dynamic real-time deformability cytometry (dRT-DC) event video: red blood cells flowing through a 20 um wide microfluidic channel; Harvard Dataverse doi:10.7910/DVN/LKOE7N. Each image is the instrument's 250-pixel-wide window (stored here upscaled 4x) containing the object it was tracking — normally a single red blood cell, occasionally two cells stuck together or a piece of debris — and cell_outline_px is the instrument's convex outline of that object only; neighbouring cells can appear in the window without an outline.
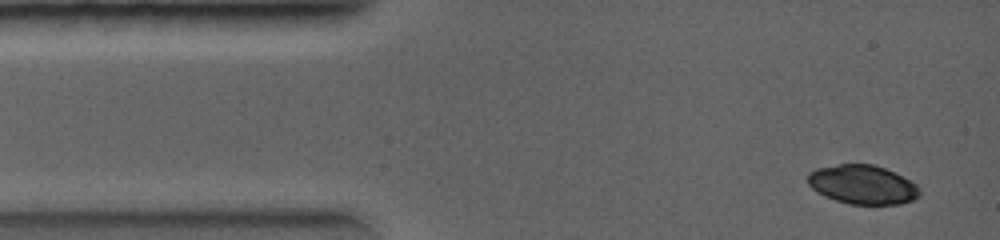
{"species": "common noctule bat (a hibernating species)", "species_latin": "Nyctalus noctula", "temperature_condition": "warm", "stored_images_in_passage": 4, "camera_frame_rate_fps": 5000, "um_per_image_px": 0.085, "animal": {"sex": "female", "body_mass_g": 19.0, "forearm_length_mm": 56.7}, "frame": {"image": 1, "passage_image": 1, "time_ms": 0.0, "image_size_px": [1000, 240], "cell_outline_px": [[920, 196], [912, 200], [900, 204], [848, 204], [824, 196], [816, 192], [808, 184], [808, 172], [816, 168], [840, 164], [872, 164], [884, 168], [916, 184], [920, 188]], "centroid_in_image_um": [73.29, 15.7], "position_along_channel_um": 11.7, "area_um2": 25.37}}
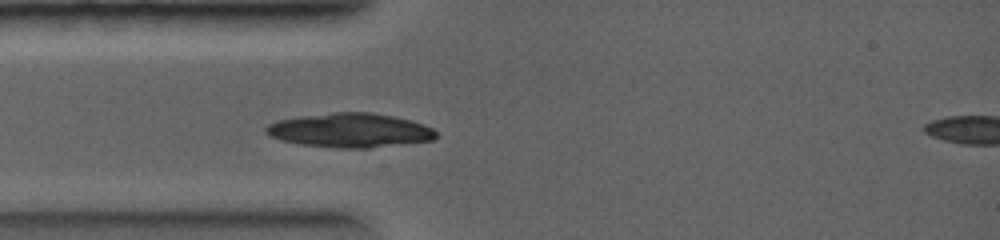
{"frame": {"image": 2, "passage_image": 3, "time_ms": 1.8, "image_size_px": [1000, 240], "cell_outline_px": [[436, 136], [432, 140], [368, 148], [340, 148], [296, 144], [280, 140], [268, 136], [264, 132], [264, 128], [268, 124], [276, 120], [300, 116], [332, 112], [372, 112], [412, 120], [424, 124], [432, 128], [436, 132]], "centroid_in_image_um": [29.68, 11.07], "position_along_channel_um": 55.3, "area_um2": 34.16}}